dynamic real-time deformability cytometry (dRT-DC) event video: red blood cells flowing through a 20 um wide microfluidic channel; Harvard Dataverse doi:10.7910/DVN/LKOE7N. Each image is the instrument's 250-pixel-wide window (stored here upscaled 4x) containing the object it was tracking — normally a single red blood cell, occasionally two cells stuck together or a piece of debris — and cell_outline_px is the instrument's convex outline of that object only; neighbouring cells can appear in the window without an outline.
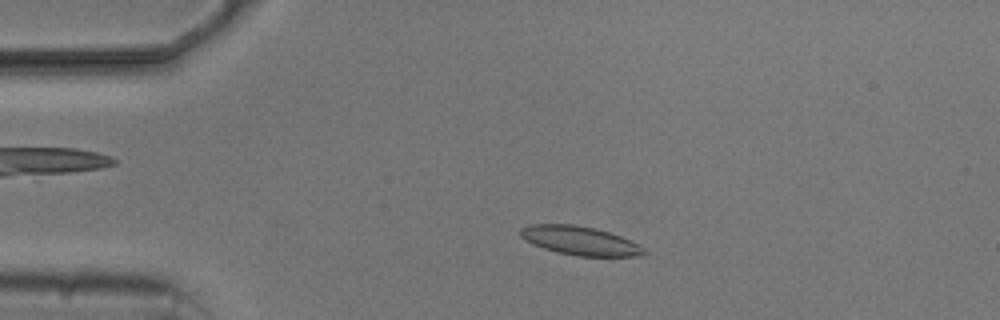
{"species": "common noctule bat (a hibernating species)", "species_latin": "Nyctalus noctula", "temperature_condition": "cold", "stored_images_in_passage": 3, "camera_frame_rate_fps": 3000, "um_per_image_px": 0.085, "animal": {"sex": "male", "body_mass_g": 20.5, "forearm_length_mm": 52.5}, "frame": {"image": 1, "passage_image": 2, "time_ms": 1.0, "image_size_px": [1000, 320], "cell_outline_px": [[648, 252], [644, 256], [580, 256], [556, 252], [532, 244], [520, 236], [520, 228], [528, 224], [572, 224], [592, 228], [608, 232], [632, 240], [640, 244]], "centroid_in_image_um": [49.32, 20.46], "position_along_channel_um": 35.7, "area_um2": 20.81}}